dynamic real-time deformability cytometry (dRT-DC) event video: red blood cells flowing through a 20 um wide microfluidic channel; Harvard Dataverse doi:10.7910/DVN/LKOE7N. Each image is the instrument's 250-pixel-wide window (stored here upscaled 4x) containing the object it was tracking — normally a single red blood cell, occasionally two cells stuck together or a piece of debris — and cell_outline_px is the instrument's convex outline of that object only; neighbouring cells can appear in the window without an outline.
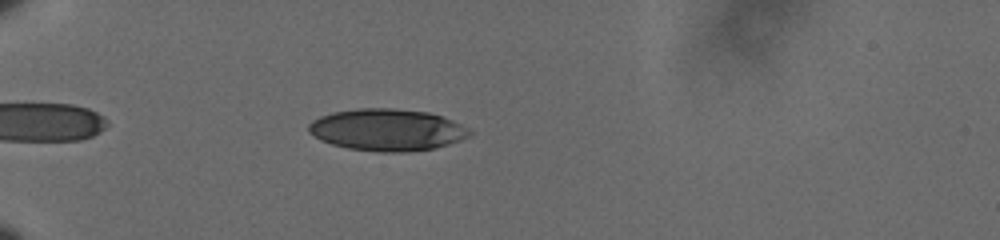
{"species": "human", "species_latin": "Homo sapiens", "temperature_condition": "cold", "stored_images_in_passage": 22, "camera_frame_rate_fps": 3000, "um_per_image_px": 0.085, "donor": {"sex": "male"}, "frame": {"image": 1, "passage_image": 7, "time_ms": 2.0, "image_size_px": [1000, 240], "cell_outline_px": [[472, 136], [436, 148], [408, 152], [376, 152], [348, 148], [332, 144], [320, 140], [308, 132], [308, 124], [312, 120], [320, 116], [332, 112], [360, 108], [392, 108], [428, 112], [452, 120], [468, 128], [472, 132]], "centroid_in_image_um": [32.89, 11.04], "position_along_channel_um": 52.1, "area_um2": 39.48}}
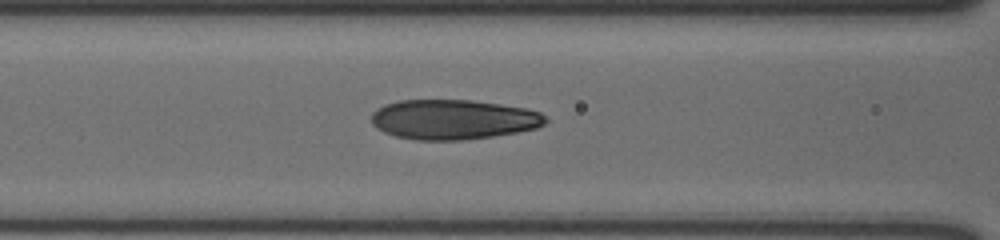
{"frame": {"image": 2, "passage_image": 16, "time_ms": 5.0, "image_size_px": [1000, 240], "cell_outline_px": [[548, 120], [544, 124], [536, 128], [516, 132], [492, 136], [464, 140], [416, 140], [396, 136], [384, 132], [376, 128], [372, 124], [372, 112], [384, 104], [400, 100], [472, 100], [500, 104], [524, 108], [540, 112]], "centroid_in_image_um": [38.5, 10.15], "position_along_channel_um": 128.1, "area_um2": 40.4}}
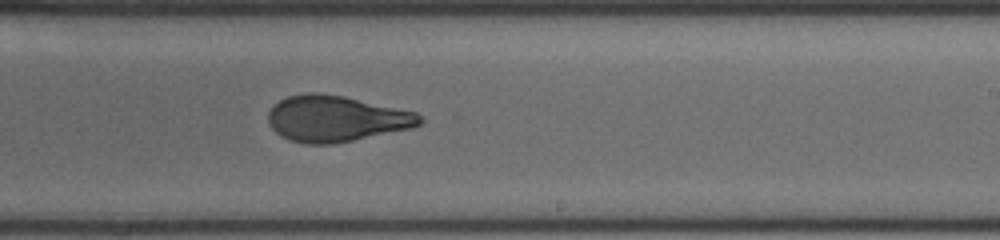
{"frame": {"image": 3, "passage_image": 22, "time_ms": 7.0, "image_size_px": [1000, 240], "cell_outline_px": [[424, 120], [420, 124], [412, 128], [332, 144], [304, 144], [288, 140], [280, 136], [272, 128], [268, 120], [268, 112], [272, 104], [288, 96], [304, 92], [316, 92], [344, 96], [416, 112]], "centroid_in_image_um": [28.52, 10.08], "position_along_channel_um": 260.5, "area_um2": 40.81}}